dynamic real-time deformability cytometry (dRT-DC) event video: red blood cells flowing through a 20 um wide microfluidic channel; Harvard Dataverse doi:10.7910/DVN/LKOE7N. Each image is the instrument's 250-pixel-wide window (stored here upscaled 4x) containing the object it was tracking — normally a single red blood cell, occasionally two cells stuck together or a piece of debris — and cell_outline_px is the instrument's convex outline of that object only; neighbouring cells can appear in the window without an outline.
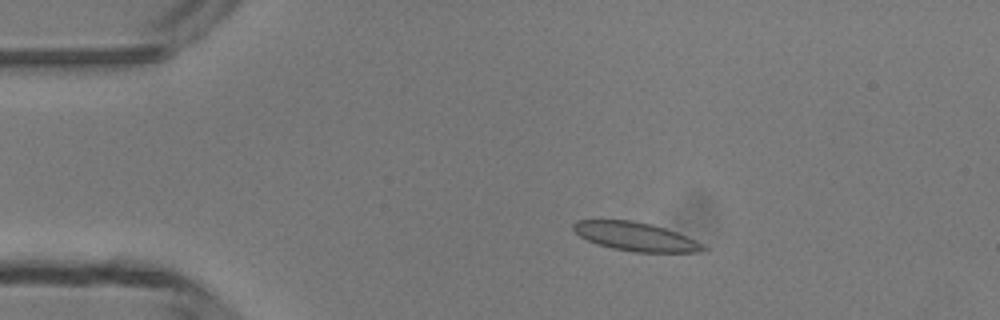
{"species": "common noctule bat (a hibernating species)", "species_latin": "Nyctalus noctula", "temperature_condition": "room temperature", "stored_images_in_passage": 5, "camera_frame_rate_fps": 3000, "um_per_image_px": 0.085, "animal": {"sex": "male", "body_mass_g": 13.3}, "frame": {"image": 1, "passage_image": 3, "time_ms": 2.667, "image_size_px": [1000, 320], "cell_outline_px": [[708, 248], [696, 252], [636, 252], [612, 248], [596, 244], [580, 236], [572, 228], [572, 224], [576, 220], [632, 220], [652, 224], [676, 232], [704, 244]], "centroid_in_image_um": [54.0, 20.1], "position_along_channel_um": 31.0, "area_um2": 21.56}}
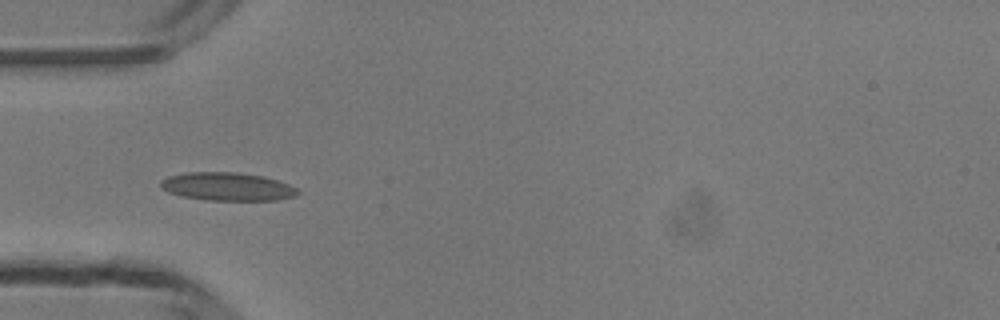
{"frame": {"image": 2, "passage_image": 5, "time_ms": 4.667, "image_size_px": [1000, 320], "cell_outline_px": [[300, 192], [296, 196], [276, 200], [204, 200], [180, 196], [168, 192], [160, 184], [160, 180], [168, 176], [188, 172], [236, 172], [260, 176], [276, 180], [288, 184], [296, 188]], "centroid_in_image_um": [19.3, 15.86], "position_along_channel_um": 65.7, "area_um2": 22.43}}